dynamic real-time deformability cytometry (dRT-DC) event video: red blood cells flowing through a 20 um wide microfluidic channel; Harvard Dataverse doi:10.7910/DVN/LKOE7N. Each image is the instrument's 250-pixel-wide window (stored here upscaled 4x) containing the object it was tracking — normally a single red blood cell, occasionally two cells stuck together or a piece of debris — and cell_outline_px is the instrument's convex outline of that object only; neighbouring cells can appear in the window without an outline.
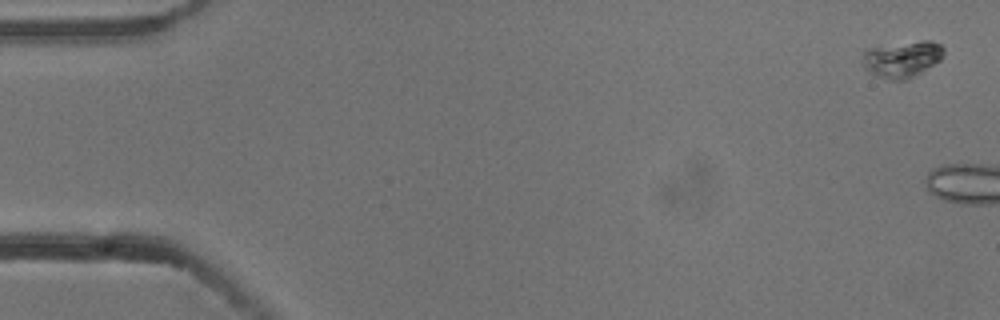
{"species": "common noctule bat (a hibernating species)", "species_latin": "Nyctalus noctula", "temperature_condition": "cold", "stored_images_in_passage": 2, "camera_frame_rate_fps": 3000, "um_per_image_px": 0.085, "animal": {"sex": "male", "body_mass_g": 13.3}, "frame": {"image": 1, "passage_image": 1, "time_ms": 0.0, "image_size_px": [1000, 320], "cell_outline_px": [[944, 56], [940, 60], [908, 80], [888, 80], [876, 76], [864, 68], [860, 52], [864, 48], [920, 40], [932, 40], [940, 44], [944, 48]], "centroid_in_image_um": [76.64, 5.01], "position_along_channel_um": 8.4, "area_um2": 17.69}}